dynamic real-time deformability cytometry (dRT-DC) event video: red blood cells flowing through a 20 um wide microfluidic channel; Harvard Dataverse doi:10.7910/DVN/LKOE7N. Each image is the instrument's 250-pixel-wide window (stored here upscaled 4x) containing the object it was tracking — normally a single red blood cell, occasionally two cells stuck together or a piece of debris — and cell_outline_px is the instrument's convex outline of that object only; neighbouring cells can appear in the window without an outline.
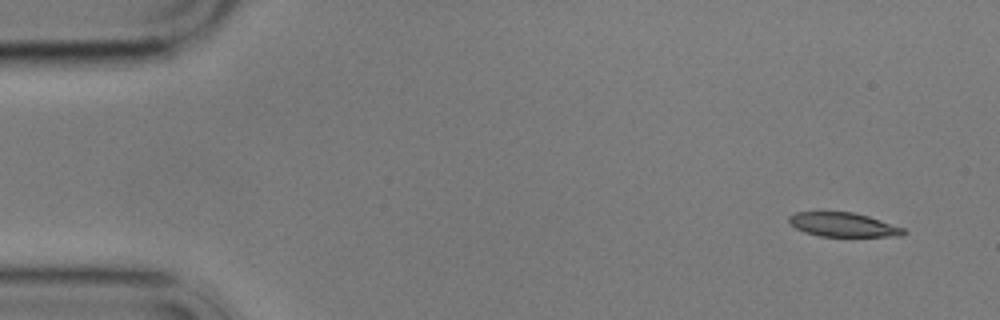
{"species": "common noctule bat (a hibernating species)", "species_latin": "Nyctalus noctula", "temperature_condition": "cold", "stored_images_in_passage": 14, "camera_frame_rate_fps": 3000, "um_per_image_px": 0.085, "animal": {"sex": "male", "body_mass_g": 17.9}, "frame": {"image": 1, "passage_image": 1, "time_ms": 0.0, "image_size_px": [1000, 320], "cell_outline_px": [[908, 232], [900, 236], [820, 236], [804, 232], [796, 228], [788, 220], [788, 216], [796, 212], [852, 212], [868, 216], [904, 228]], "centroid_in_image_um": [71.67, 19.1], "position_along_channel_um": 13.3, "area_um2": 15.95}}
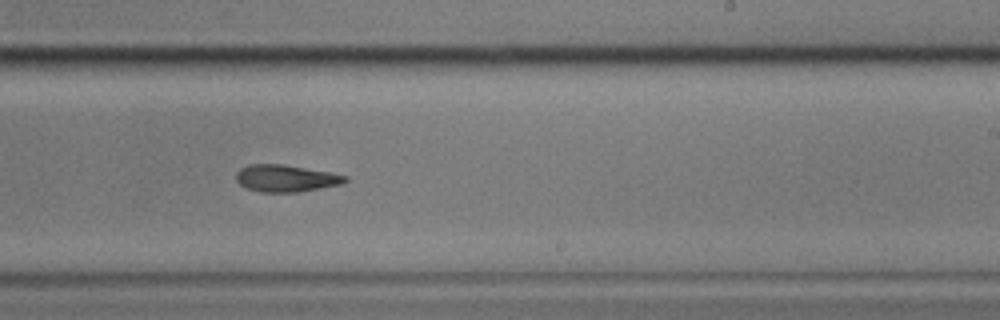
{"frame": {"image": 2, "passage_image": 9, "time_ms": 10.333, "image_size_px": [1000, 320], "cell_outline_px": [[348, 180], [344, 184], [300, 192], [260, 192], [248, 188], [240, 184], [236, 180], [236, 172], [240, 168], [248, 164], [284, 164], [332, 172], [348, 176]], "centroid_in_image_um": [24.34, 15.15], "position_along_channel_um": 264.7, "area_um2": 17.46}}
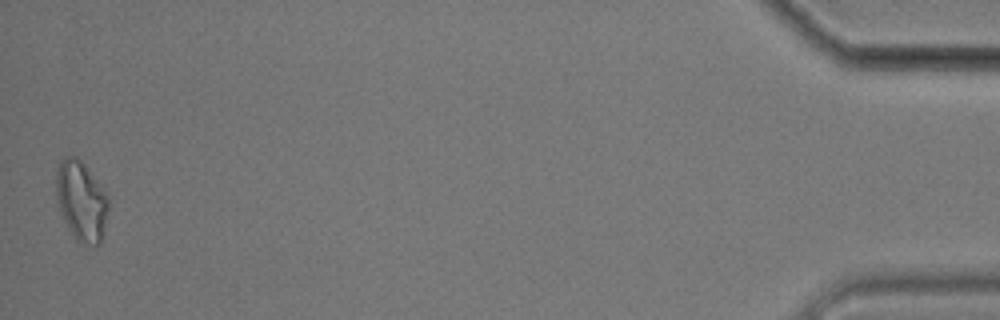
{"frame": {"image": 3, "passage_image": 14, "time_ms": 17.667, "image_size_px": [1000, 320], "cell_outline_px": [[108, 208], [100, 244], [96, 244], [76, 240], [72, 236], [60, 212], [56, 196], [56, 172], [60, 160], [68, 156], [76, 156], [84, 164], [108, 196]], "centroid_in_image_um": [6.88, 17.05], "position_along_channel_um": 428.3, "area_um2": 23.87}}